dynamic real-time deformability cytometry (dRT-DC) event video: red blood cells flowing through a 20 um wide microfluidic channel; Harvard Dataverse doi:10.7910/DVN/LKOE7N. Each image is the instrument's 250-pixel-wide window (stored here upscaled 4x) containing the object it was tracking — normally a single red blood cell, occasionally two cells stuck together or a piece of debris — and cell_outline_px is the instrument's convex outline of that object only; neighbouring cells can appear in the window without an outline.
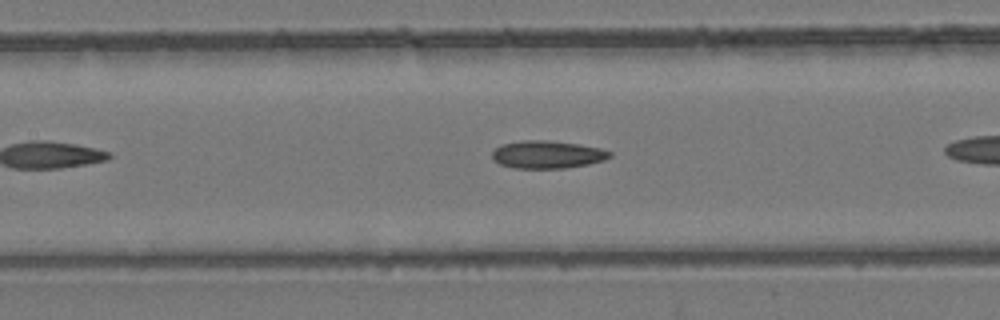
{"species": "common noctule bat (a hibernating species)", "species_latin": "Nyctalus noctula", "temperature_condition": "room temperature", "stored_images_in_passage": 30, "camera_frame_rate_fps": 3000, "um_per_image_px": 0.085, "animal": {"sex": "female", "body_mass_g": 24.6, "forearm_length_mm": 56.2}, "frame": {"image": 1, "passage_image": 13, "time_ms": 4.0, "image_size_px": [1000, 320], "cell_outline_px": [[612, 156], [604, 160], [588, 164], [564, 168], [512, 168], [500, 164], [492, 156], [492, 152], [496, 148], [504, 144], [520, 140], [548, 140], [580, 144], [600, 148], [612, 152]], "centroid_in_image_um": [46.55, 13.13], "position_along_channel_um": 160.9, "area_um2": 18.96}}
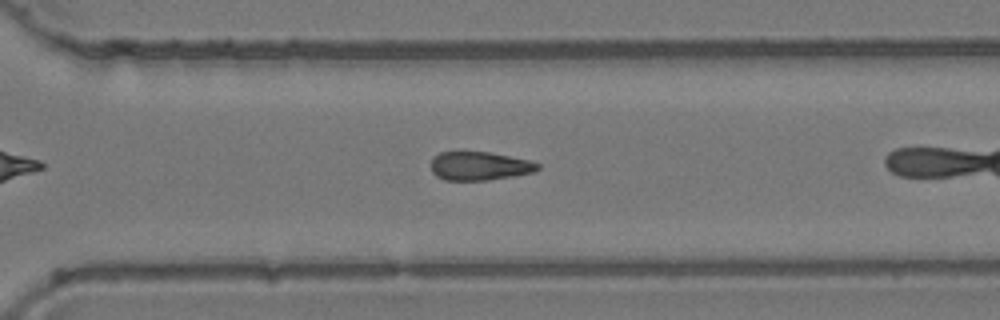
{"frame": {"image": 2, "passage_image": 26, "time_ms": 8.333, "image_size_px": [1000, 320], "cell_outline_px": [[540, 168], [532, 172], [512, 176], [488, 180], [444, 180], [436, 176], [432, 172], [432, 156], [440, 152], [460, 148], [488, 152], [528, 160], [540, 164]], "centroid_in_image_um": [40.67, 14.06], "position_along_channel_um": 329.9, "area_um2": 18.32}}